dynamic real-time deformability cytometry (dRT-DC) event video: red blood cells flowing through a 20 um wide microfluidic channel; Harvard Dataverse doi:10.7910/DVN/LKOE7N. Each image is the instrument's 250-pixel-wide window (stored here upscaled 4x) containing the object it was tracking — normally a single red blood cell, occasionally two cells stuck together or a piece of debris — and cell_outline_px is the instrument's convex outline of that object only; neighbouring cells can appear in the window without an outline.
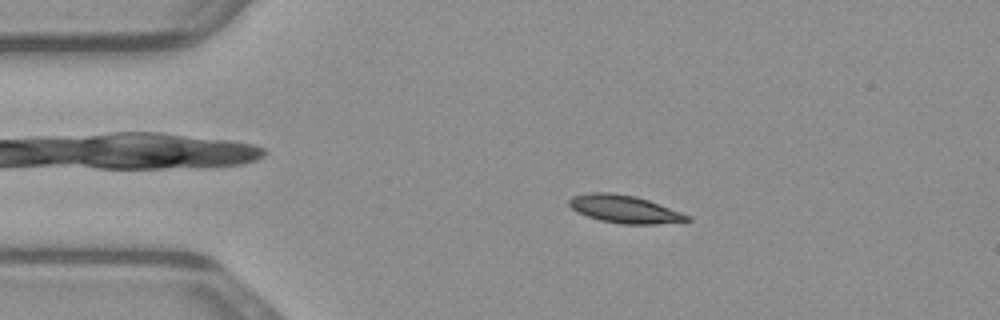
{"species": "common noctule bat (a hibernating species)", "species_latin": "Nyctalus noctula", "temperature_condition": "warm", "stored_images_in_passage": 48, "camera_frame_rate_fps": 3000, "um_per_image_px": 0.085, "animal": {"sex": "male", "body_mass_g": 23.1, "forearm_length_mm": 52.7}, "frame": {"image": 1, "passage_image": 9, "time_ms": 2.667, "image_size_px": [1000, 320], "cell_outline_px": [[692, 220], [656, 224], [620, 224], [600, 220], [576, 212], [568, 204], [568, 200], [572, 196], [588, 192], [612, 192], [636, 196], [648, 200], [692, 216]], "centroid_in_image_um": [53.06, 17.77], "position_along_channel_um": 31.9, "area_um2": 19.19}}
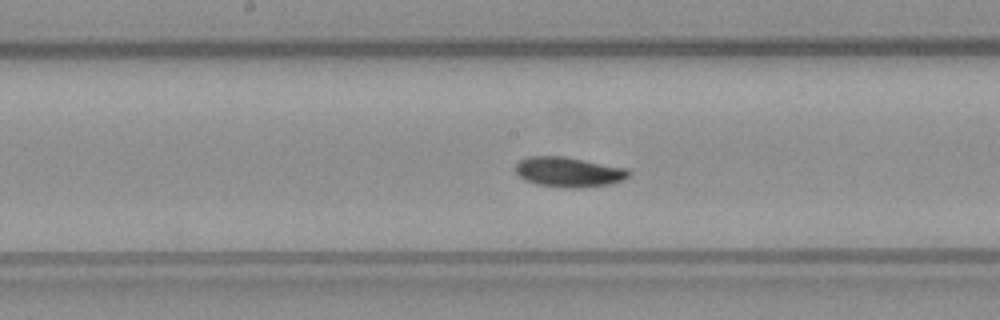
{"frame": {"image": 2, "passage_image": 24, "time_ms": 7.667, "image_size_px": [1000, 320], "cell_outline_px": [[632, 176], [624, 180], [608, 184], [580, 188], [564, 188], [536, 184], [524, 180], [516, 172], [516, 164], [520, 160], [528, 156], [564, 156], [628, 168], [632, 172]], "centroid_in_image_um": [48.38, 14.62], "position_along_channel_um": 199.8, "area_um2": 20.06}}
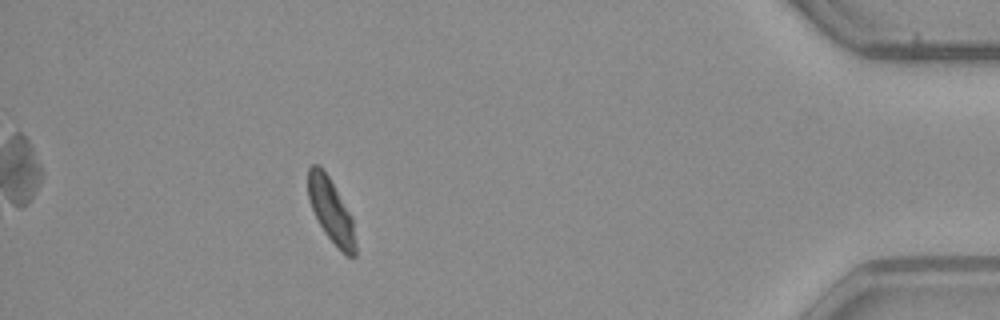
{"frame": {"image": 3, "passage_image": 43, "time_ms": 14.0, "image_size_px": [1000, 320], "cell_outline_px": [[356, 256], [348, 256], [324, 232], [312, 208], [308, 196], [308, 168], [312, 164], [316, 164], [328, 176], [352, 216], [356, 244]], "centroid_in_image_um": [28.15, 17.9], "position_along_channel_um": 407.1, "area_um2": 17.11}}